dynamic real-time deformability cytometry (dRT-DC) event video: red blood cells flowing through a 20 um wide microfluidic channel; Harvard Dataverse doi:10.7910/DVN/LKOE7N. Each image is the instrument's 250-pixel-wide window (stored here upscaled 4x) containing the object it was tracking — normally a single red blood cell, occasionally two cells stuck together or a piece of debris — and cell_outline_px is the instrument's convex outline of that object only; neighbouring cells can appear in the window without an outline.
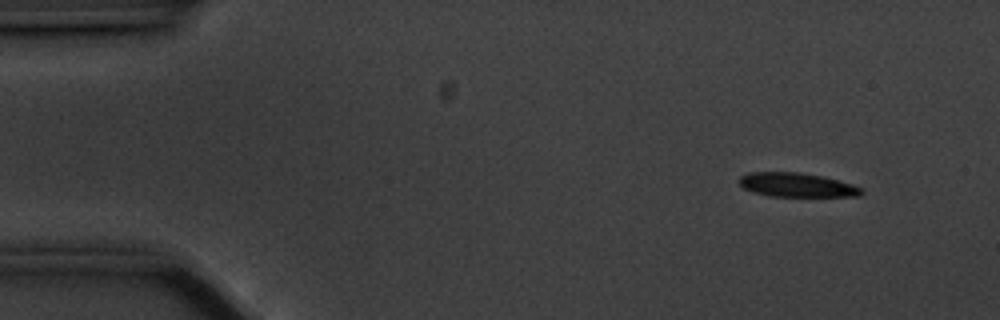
{"species": "common noctule bat (a hibernating species)", "species_latin": "Nyctalus noctula", "temperature_condition": "cold", "stored_images_in_passage": 52, "camera_frame_rate_fps": 3000, "um_per_image_px": 0.085, "animal": {"sex": "male", "body_mass_g": 20.1, "forearm_length_mm": 53.5}, "frame": {"image": 1, "passage_image": 1, "time_ms": 0.0, "image_size_px": [1000, 320], "cell_outline_px": [[864, 192], [860, 196], [768, 196], [752, 192], [744, 188], [740, 184], [740, 176], [748, 172], [800, 172], [824, 176], [852, 184], [860, 188]], "centroid_in_image_um": [67.71, 15.71], "position_along_channel_um": 17.3, "area_um2": 17.17}}
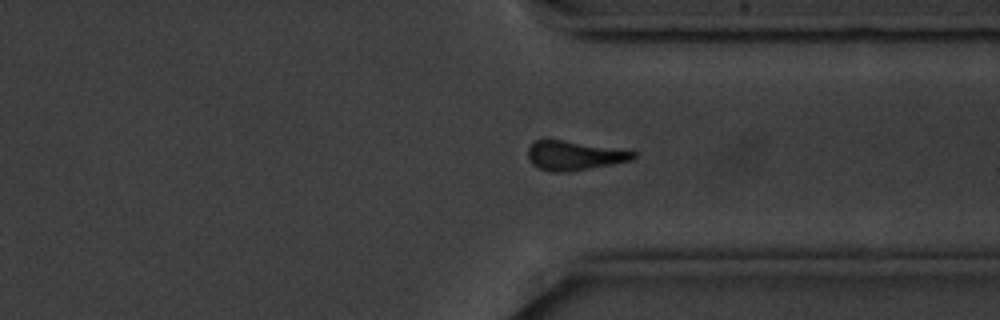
{"frame": {"image": 2, "passage_image": 38, "time_ms": 12.333, "image_size_px": [1000, 320], "cell_outline_px": [[636, 156], [632, 160], [568, 172], [552, 172], [540, 168], [532, 164], [528, 156], [528, 148], [536, 140], [544, 136], [636, 152]], "centroid_in_image_um": [48.74, 13.18], "position_along_channel_um": 362.7, "area_um2": 18.15}}
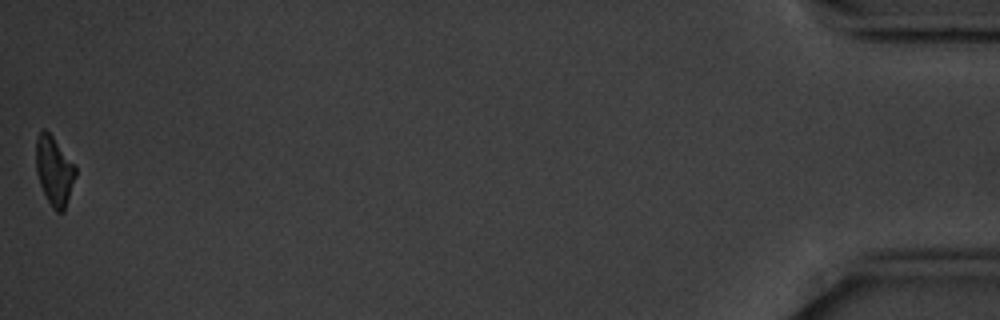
{"frame": {"image": 3, "passage_image": 52, "time_ms": 17.0, "image_size_px": [1000, 320], "cell_outline_px": [[76, 176], [64, 212], [56, 212], [52, 208], [40, 184], [36, 172], [36, 140], [40, 132], [44, 128], [52, 136], [76, 164]], "centroid_in_image_um": [4.63, 14.53], "position_along_channel_um": 430.6, "area_um2": 15.95}, "authors_computed_cell_mechanics": {"area_um2": 18.0047, "velocity_mm_per_s": 3.5267, "shape_relaxation_time_tau1_ms": 3.1667, "shape_relaxation_time_tau2_ms": 3.3283, "deformation_change_tau1": 0.152, "deformation_change_tau2": 0.1446}}